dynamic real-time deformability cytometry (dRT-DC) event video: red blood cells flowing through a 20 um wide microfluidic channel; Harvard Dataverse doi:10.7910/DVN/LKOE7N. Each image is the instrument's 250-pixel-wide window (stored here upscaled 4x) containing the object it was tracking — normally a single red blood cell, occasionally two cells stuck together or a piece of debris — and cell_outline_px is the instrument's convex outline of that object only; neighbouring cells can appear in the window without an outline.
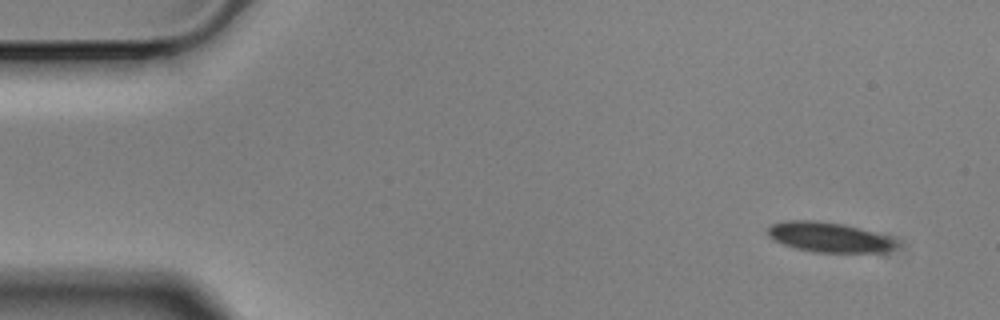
{"species": "Egyptian fruit bat (a non-hibernating species)", "species_latin": "Rousettus aegyptiacus", "temperature_condition": "cold", "stored_images_in_passage": 7, "camera_frame_rate_fps": 3000, "um_per_image_px": 0.085, "animal": {"sex": "male"}, "frame": {"image": 1, "passage_image": 1, "time_ms": 0.0, "image_size_px": [1000, 320], "cell_outline_px": [[900, 244], [896, 248], [888, 252], [812, 252], [796, 248], [784, 244], [768, 236], [768, 228], [772, 224], [788, 220], [812, 220], [840, 224], [888, 236]], "centroid_in_image_um": [70.48, 20.18], "position_along_channel_um": 14.5, "area_um2": 22.08}}
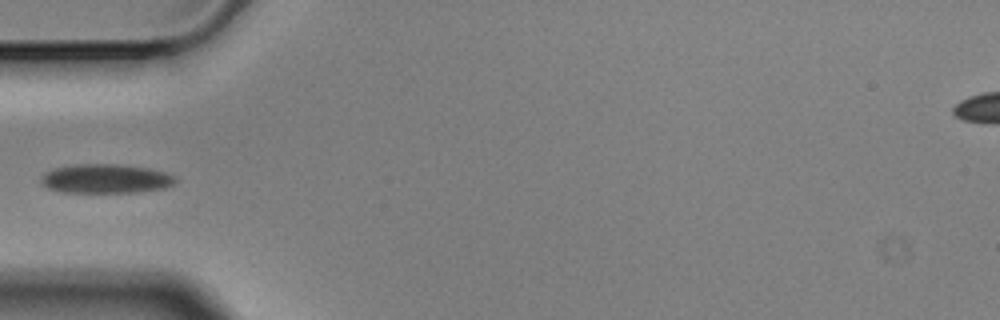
{"frame": {"image": 2, "passage_image": 5, "time_ms": 1.333, "image_size_px": [1000, 320], "cell_outline_px": [[176, 180], [172, 184], [164, 188], [136, 192], [64, 192], [48, 188], [40, 180], [48, 172], [56, 168], [76, 164], [116, 164], [152, 168], [176, 176]], "centroid_in_image_um": [9.04, 15.18], "position_along_channel_um": 76.0, "area_um2": 22.54}}
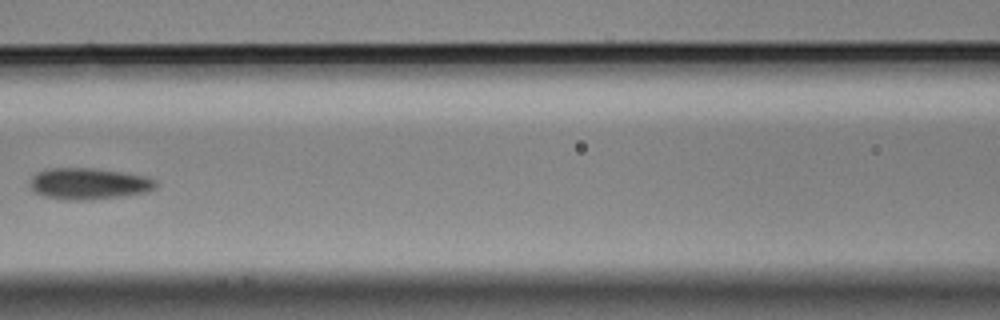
{"frame": {"image": 3, "passage_image": 7, "time_ms": 2.0, "image_size_px": [1000, 320], "cell_outline_px": [[156, 188], [148, 192], [88, 200], [64, 200], [44, 196], [36, 192], [32, 188], [32, 176], [36, 172], [44, 168], [96, 168], [124, 172], [148, 176], [156, 180]], "centroid_in_image_um": [7.57, 15.6], "position_along_channel_um": 159.0, "area_um2": 23.12}}